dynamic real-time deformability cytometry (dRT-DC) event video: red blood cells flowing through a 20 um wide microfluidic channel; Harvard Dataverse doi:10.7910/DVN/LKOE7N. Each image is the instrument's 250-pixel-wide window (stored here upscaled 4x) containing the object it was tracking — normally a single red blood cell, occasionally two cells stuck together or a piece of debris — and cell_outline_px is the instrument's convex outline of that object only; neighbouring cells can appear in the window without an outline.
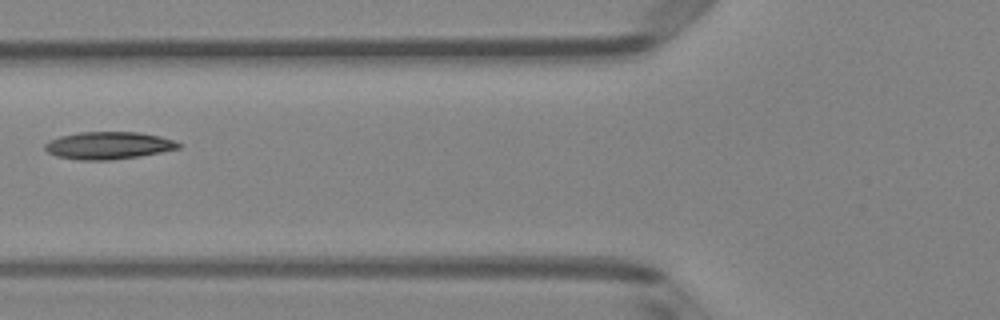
{"species": "Egyptian fruit bat (a non-hibernating species)", "species_latin": "Rousettus aegyptiacus", "temperature_condition": "room temperature", "stored_images_in_passage": 5, "camera_frame_rate_fps": 3000, "um_per_image_px": 0.085, "animal": {"sex": "female"}, "frame": {"image": 1, "passage_image": 5, "time_ms": 1.333, "image_size_px": [1000, 320], "cell_outline_px": [[180, 148], [140, 156], [112, 160], [76, 160], [56, 156], [48, 152], [44, 148], [44, 144], [60, 136], [80, 132], [136, 132], [160, 136], [172, 140], [180, 144]], "centroid_in_image_um": [9.19, 12.37], "position_along_channel_um": 116.6, "area_um2": 21.21}}